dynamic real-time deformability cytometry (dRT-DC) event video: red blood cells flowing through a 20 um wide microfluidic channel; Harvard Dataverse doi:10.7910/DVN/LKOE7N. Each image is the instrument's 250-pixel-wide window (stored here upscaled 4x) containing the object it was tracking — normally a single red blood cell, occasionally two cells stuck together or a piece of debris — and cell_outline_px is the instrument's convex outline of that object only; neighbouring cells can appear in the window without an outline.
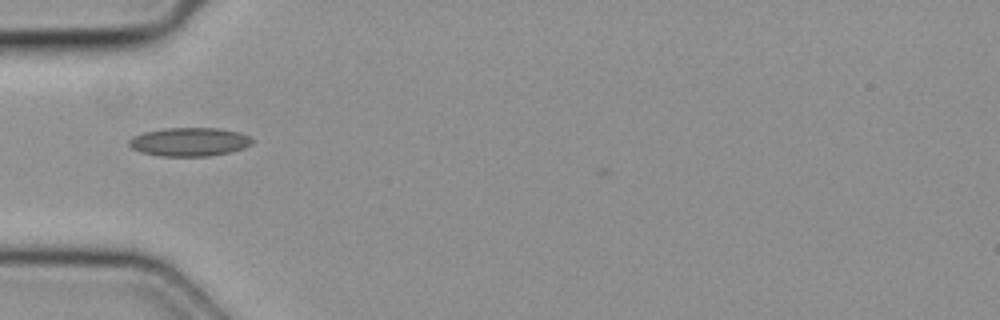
{"species": "common noctule bat (a hibernating species)", "species_latin": "Nyctalus noctula", "temperature_condition": "cold", "stored_images_in_passage": 4, "camera_frame_rate_fps": 3000, "um_per_image_px": 0.085, "animal": {"sex": "female", "body_mass_g": 19.3, "forearm_length_mm": 54.1}, "frame": {"image": 1, "passage_image": 1, "time_ms": 0.0, "image_size_px": [1000, 320], "cell_outline_px": [[256, 140], [252, 144], [244, 148], [228, 152], [208, 156], [160, 156], [140, 152], [132, 148], [128, 144], [128, 140], [132, 136], [144, 132], [164, 128], [220, 128], [240, 132], [252, 136]], "centroid_in_image_um": [16.13, 12.05], "position_along_channel_um": 68.9, "area_um2": 20.81}}